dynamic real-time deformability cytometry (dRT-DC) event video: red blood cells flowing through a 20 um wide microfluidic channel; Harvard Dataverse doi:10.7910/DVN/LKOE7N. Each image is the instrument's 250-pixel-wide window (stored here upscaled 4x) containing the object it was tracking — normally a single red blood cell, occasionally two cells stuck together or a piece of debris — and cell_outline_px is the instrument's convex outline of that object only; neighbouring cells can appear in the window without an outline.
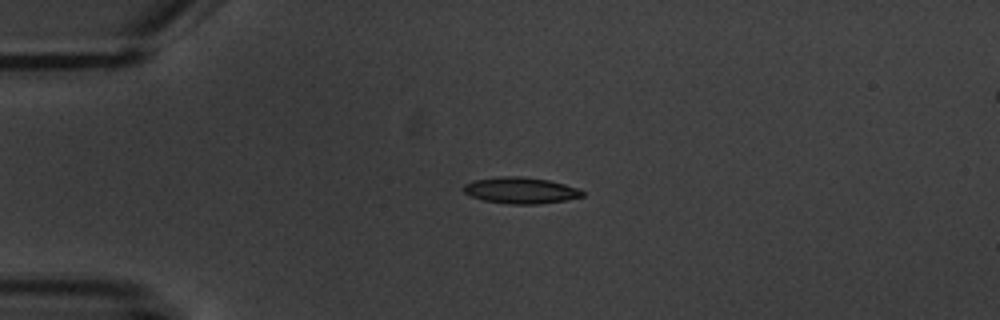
{"species": "common noctule bat (a hibernating species)", "species_latin": "Nyctalus noctula", "temperature_condition": "warm", "stored_images_in_passage": 4, "camera_frame_rate_fps": 3000, "um_per_image_px": 0.085, "animal": {"sex": "male", "body_mass_g": 20.1, "forearm_length_mm": 53.5}, "frame": {"image": 1, "passage_image": 2, "time_ms": 1.667, "image_size_px": [1000, 320], "cell_outline_px": [[584, 196], [564, 200], [536, 204], [508, 204], [484, 200], [472, 196], [464, 192], [464, 184], [472, 180], [500, 176], [520, 176], [548, 180], [580, 188], [584, 192]], "centroid_in_image_um": [44.26, 16.17], "position_along_channel_um": 40.7, "area_um2": 18.15}}